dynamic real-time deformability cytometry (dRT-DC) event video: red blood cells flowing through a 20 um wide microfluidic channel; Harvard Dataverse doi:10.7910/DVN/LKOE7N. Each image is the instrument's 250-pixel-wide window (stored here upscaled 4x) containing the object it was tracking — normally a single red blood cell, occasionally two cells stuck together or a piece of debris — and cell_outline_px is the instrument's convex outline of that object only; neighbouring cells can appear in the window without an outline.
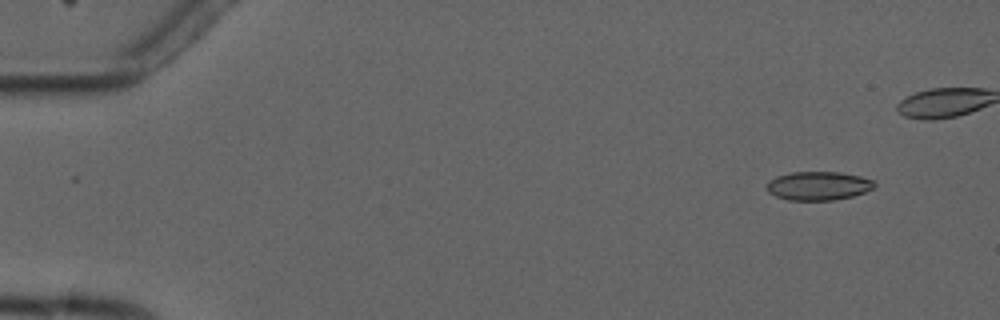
{"species": "common noctule bat (a hibernating species)", "species_latin": "Nyctalus noctula", "temperature_condition": "cold", "stored_images_in_passage": 7, "camera_frame_rate_fps": 3000, "um_per_image_px": 0.085, "animal": {"sex": "male", "forearm_length_mm": 52.5}, "frame": {"image": 1, "passage_image": 2, "time_ms": 1.0, "image_size_px": [1000, 320], "cell_outline_px": [[876, 184], [872, 188], [864, 192], [852, 196], [832, 200], [788, 200], [776, 196], [768, 192], [768, 180], [776, 176], [792, 172], [840, 172], [860, 176], [872, 180]], "centroid_in_image_um": [69.54, 15.79], "position_along_channel_um": 15.5, "area_um2": 17.86}}
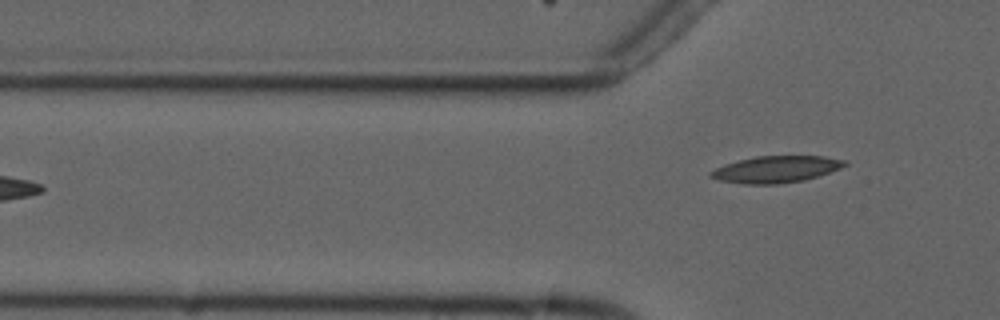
{"frame": {"image": 2, "passage_image": 7, "time_ms": 7.0, "image_size_px": [1000, 320], "cell_outline_px": [[848, 164], [840, 168], [804, 180], [780, 184], [744, 184], [720, 180], [708, 176], [708, 172], [724, 164], [756, 156], [824, 156], [844, 160]], "centroid_in_image_um": [65.93, 14.39], "position_along_channel_um": 59.9, "area_um2": 20.69}}